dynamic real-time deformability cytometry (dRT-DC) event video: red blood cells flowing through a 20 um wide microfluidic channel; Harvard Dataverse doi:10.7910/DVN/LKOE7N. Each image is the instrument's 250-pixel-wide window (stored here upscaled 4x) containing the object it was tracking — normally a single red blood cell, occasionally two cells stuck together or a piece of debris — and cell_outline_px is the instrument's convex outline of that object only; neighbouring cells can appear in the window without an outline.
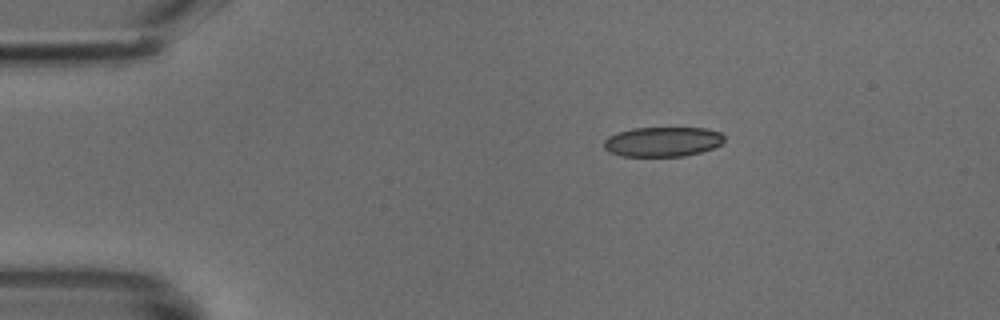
{"species": "common noctule bat (a hibernating species)", "species_latin": "Nyctalus noctula", "temperature_condition": "cold", "stored_images_in_passage": 41, "camera_frame_rate_fps": 3000, "um_per_image_px": 0.085, "animal": {"sex": "male", "body_mass_g": 18.8}, "frame": {"image": 1, "passage_image": 1, "time_ms": 0.0, "image_size_px": [1000, 320], "cell_outline_px": [[724, 140], [720, 144], [712, 148], [700, 152], [684, 156], [620, 156], [608, 152], [604, 148], [604, 140], [608, 136], [632, 128], [704, 128], [720, 132], [724, 136]], "centroid_in_image_um": [56.29, 12.05], "position_along_channel_um": 28.7, "area_um2": 20.81}}
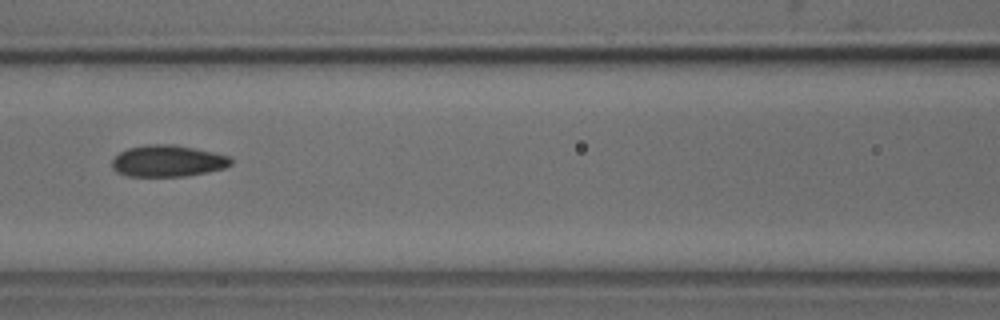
{"frame": {"image": 2, "passage_image": 14, "time_ms": 4.333, "image_size_px": [1000, 320], "cell_outline_px": [[232, 164], [224, 168], [208, 172], [188, 176], [128, 176], [116, 172], [112, 168], [112, 160], [120, 152], [128, 148], [144, 144], [172, 144], [212, 152], [228, 156], [232, 160]], "centroid_in_image_um": [14.24, 13.69], "position_along_channel_um": 152.4, "area_um2": 21.85}}
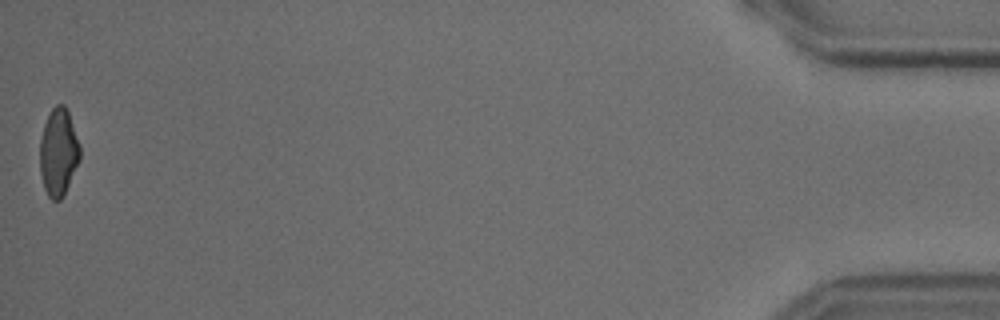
{"frame": {"image": 3, "passage_image": 41, "time_ms": 13.333, "image_size_px": [1000, 320], "cell_outline_px": [[80, 160], [60, 200], [52, 200], [48, 196], [44, 188], [40, 172], [40, 140], [44, 124], [52, 108], [56, 104], [64, 104], [68, 112], [80, 144]], "centroid_in_image_um": [4.96, 12.92], "position_along_channel_um": 430.2, "area_um2": 20.23}}